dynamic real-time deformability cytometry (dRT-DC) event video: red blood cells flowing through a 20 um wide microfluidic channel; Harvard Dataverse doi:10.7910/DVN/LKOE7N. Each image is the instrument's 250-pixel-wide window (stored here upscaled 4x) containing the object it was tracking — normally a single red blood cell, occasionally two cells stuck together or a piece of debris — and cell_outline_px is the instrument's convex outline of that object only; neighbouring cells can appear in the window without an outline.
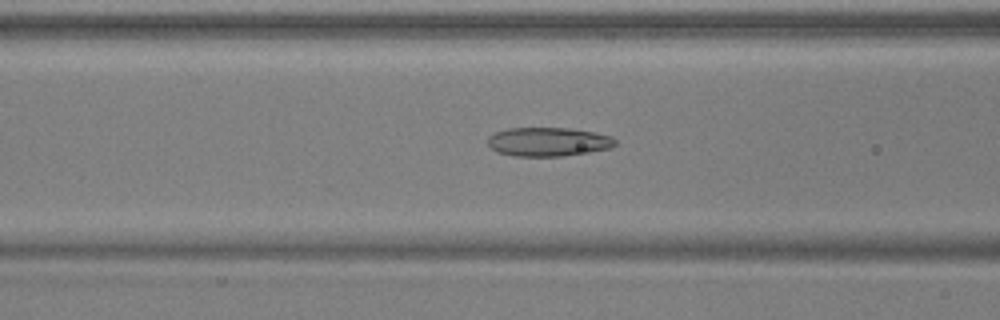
{"species": "common noctule bat (a hibernating species)", "species_latin": "Nyctalus noctula", "temperature_condition": "warm", "stored_images_in_passage": 51, "camera_frame_rate_fps": 3000, "um_per_image_px": 0.085, "animal": {"sex": "male", "body_mass_g": 17.9, "forearm_length_mm": 54.2}, "frame": {"image": 1, "passage_image": 21, "time_ms": 6.667, "image_size_px": [1000, 320], "cell_outline_px": [[616, 144], [612, 148], [564, 156], [516, 156], [496, 152], [488, 144], [488, 136], [496, 132], [508, 128], [568, 128], [592, 132], [612, 136], [616, 140]], "centroid_in_image_um": [46.6, 12.05], "position_along_channel_um": 120.0, "area_um2": 21.44}}
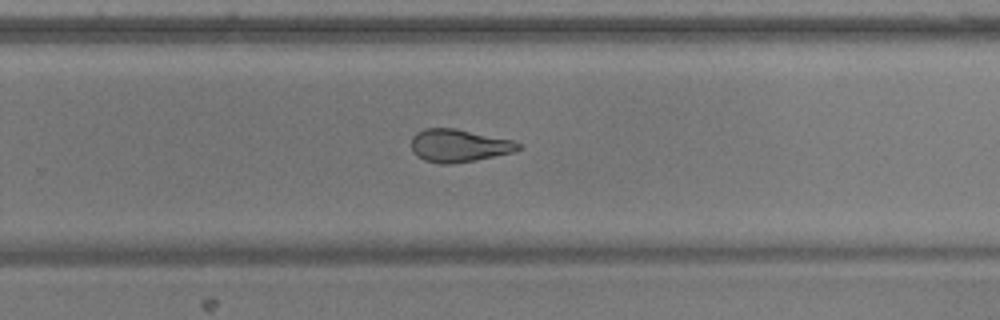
{"frame": {"image": 2, "passage_image": 34, "time_ms": 11.0, "image_size_px": [1000, 320], "cell_outline_px": [[520, 148], [512, 152], [476, 160], [452, 164], [440, 164], [424, 160], [416, 156], [412, 152], [412, 136], [416, 132], [424, 128], [452, 128], [512, 140], [520, 144]], "centroid_in_image_um": [38.94, 12.38], "position_along_channel_um": 290.9, "area_um2": 20.29}}
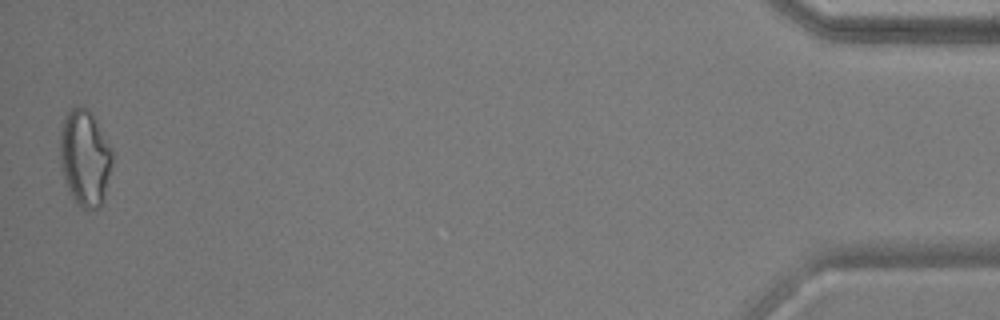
{"frame": {"image": 3, "passage_image": 51, "time_ms": 16.667, "image_size_px": [1000, 320], "cell_outline_px": [[112, 164], [104, 200], [96, 208], [80, 208], [76, 204], [64, 180], [60, 164], [60, 132], [64, 120], [68, 112], [72, 108], [88, 108], [92, 112], [112, 152]], "centroid_in_image_um": [7.21, 13.44], "position_along_channel_um": 428.0, "area_um2": 29.02}, "authors_computed_cell_mechanics": {"area_um2": 22.542, "velocity_mm_per_s": 3.949, "shape_relaxation_time_tau1_ms": null, "shape_relaxation_time_tau2_ms": 2.0623, "deformation_change_tau1": null, "deformation_change_tau2": 0.1023}}